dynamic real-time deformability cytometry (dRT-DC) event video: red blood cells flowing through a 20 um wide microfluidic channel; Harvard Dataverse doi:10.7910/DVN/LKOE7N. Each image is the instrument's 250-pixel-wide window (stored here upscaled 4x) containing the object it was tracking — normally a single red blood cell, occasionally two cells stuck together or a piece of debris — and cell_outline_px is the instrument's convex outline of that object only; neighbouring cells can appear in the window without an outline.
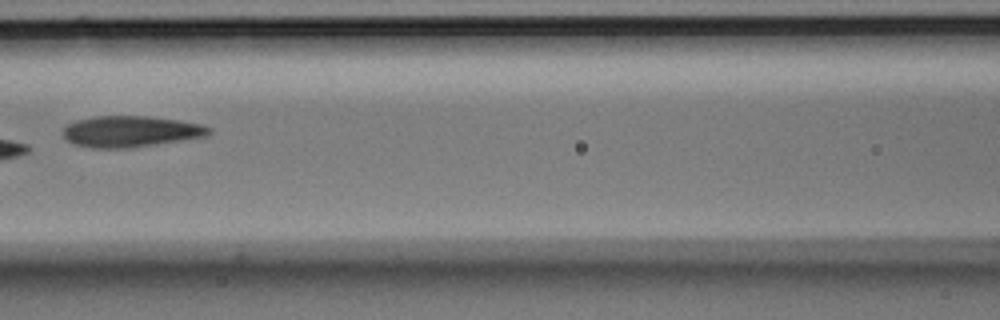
{"species": "Egyptian fruit bat (a non-hibernating species)", "species_latin": "Rousettus aegyptiacus", "temperature_condition": "room temperature", "stored_images_in_passage": 7, "camera_frame_rate_fps": 3000, "um_per_image_px": 0.085, "animal": {"sex": "male"}, "frame": {"image": 1, "passage_image": 7, "time_ms": 2.0, "image_size_px": [1000, 320], "cell_outline_px": [[212, 132], [208, 136], [156, 144], [128, 148], [92, 148], [72, 144], [64, 136], [64, 128], [68, 124], [76, 120], [96, 116], [148, 116], [180, 120], [200, 124], [212, 128]], "centroid_in_image_um": [11.13, 11.17], "position_along_channel_um": 155.5, "area_um2": 26.53}}